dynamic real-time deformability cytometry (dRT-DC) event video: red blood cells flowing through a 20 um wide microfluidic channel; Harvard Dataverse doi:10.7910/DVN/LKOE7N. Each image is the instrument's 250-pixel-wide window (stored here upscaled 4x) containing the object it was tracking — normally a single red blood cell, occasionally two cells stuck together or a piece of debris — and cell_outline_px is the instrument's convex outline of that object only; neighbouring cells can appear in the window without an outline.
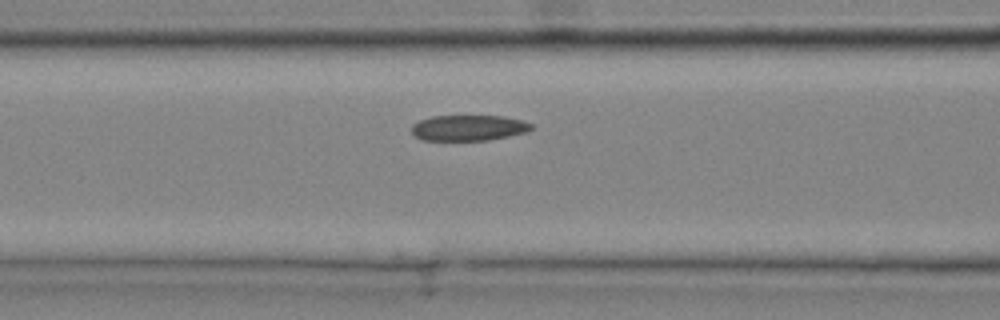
{"species": "common noctule bat (a hibernating species)", "species_latin": "Nyctalus noctula", "temperature_condition": "cold", "stored_images_in_passage": 26, "camera_frame_rate_fps": 3000, "um_per_image_px": 0.085, "animal": {"sex": "male", "body_mass_g": 20.4}, "frame": {"image": 1, "passage_image": 5, "time_ms": 1.333, "image_size_px": [1000, 320], "cell_outline_px": [[532, 128], [528, 132], [488, 140], [420, 140], [412, 132], [412, 124], [420, 120], [432, 116], [504, 116], [520, 120], [532, 124]], "centroid_in_image_um": [39.82, 10.87], "position_along_channel_um": 126.8, "area_um2": 17.86}}